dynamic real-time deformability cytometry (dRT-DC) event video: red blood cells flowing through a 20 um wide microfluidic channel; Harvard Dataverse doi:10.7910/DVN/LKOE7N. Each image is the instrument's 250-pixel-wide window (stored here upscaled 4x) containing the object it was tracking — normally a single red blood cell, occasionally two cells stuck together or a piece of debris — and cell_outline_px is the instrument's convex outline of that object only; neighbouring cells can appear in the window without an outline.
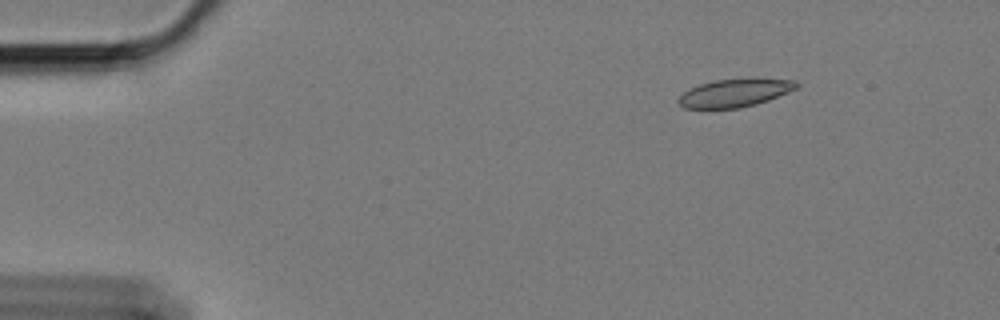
{"species": "Egyptian fruit bat (a non-hibernating species)", "species_latin": "Rousettus aegyptiacus", "temperature_condition": "cold", "stored_images_in_passage": 41, "camera_frame_rate_fps": 3000, "um_per_image_px": 0.085, "animal": {"sex": "female"}, "frame": {"image": 1, "passage_image": 1, "time_ms": 0.0, "image_size_px": [1000, 320], "cell_outline_px": [[800, 84], [796, 88], [788, 92], [768, 100], [756, 104], [740, 108], [684, 108], [676, 100], [684, 92], [700, 84], [716, 80], [752, 76], [796, 80]], "centroid_in_image_um": [62.53, 7.85], "position_along_channel_um": 22.5, "area_um2": 19.71}}
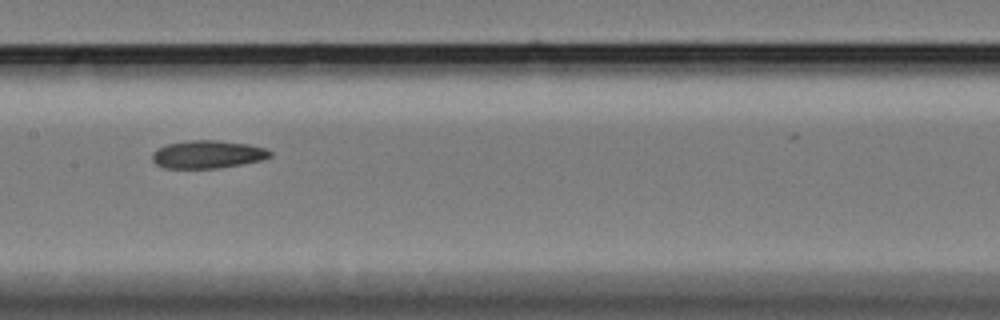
{"frame": {"image": 2, "passage_image": 23, "time_ms": 7.333, "image_size_px": [1000, 320], "cell_outline_px": [[272, 156], [264, 160], [220, 168], [164, 168], [156, 164], [152, 160], [152, 152], [156, 148], [168, 144], [188, 140], [216, 140], [248, 144], [264, 148], [272, 152]], "centroid_in_image_um": [17.65, 13.12], "position_along_channel_um": 189.8, "area_um2": 19.31}}
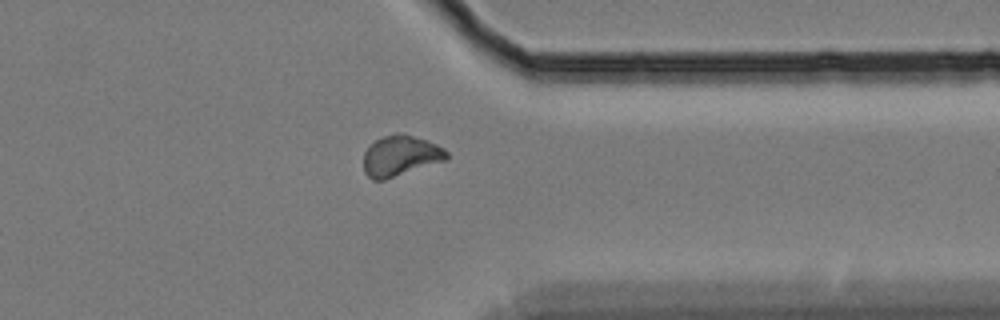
{"frame": {"image": 3, "passage_image": 40, "time_ms": 13.0, "image_size_px": [1000, 320], "cell_outline_px": [[448, 160], [384, 180], [372, 180], [364, 172], [364, 152], [376, 140], [384, 136], [396, 132], [400, 132], [436, 144], [444, 148], [448, 152]], "centroid_in_image_um": [34.05, 13.26], "position_along_channel_um": 377.3, "area_um2": 19.65}}